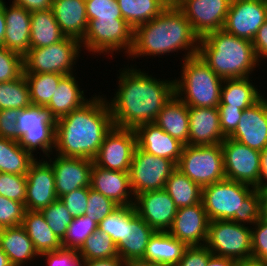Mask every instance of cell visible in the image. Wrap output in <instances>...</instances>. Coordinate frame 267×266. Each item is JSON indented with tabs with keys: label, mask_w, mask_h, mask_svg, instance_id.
I'll return each mask as SVG.
<instances>
[{
	"label": "cell",
	"mask_w": 267,
	"mask_h": 266,
	"mask_svg": "<svg viewBox=\"0 0 267 266\" xmlns=\"http://www.w3.org/2000/svg\"><path fill=\"white\" fill-rule=\"evenodd\" d=\"M132 65L119 68L114 97H105L113 125L119 128L135 129L144 123H155L159 112L175 94L173 77L157 79L149 71L138 69L136 63Z\"/></svg>",
	"instance_id": "1"
},
{
	"label": "cell",
	"mask_w": 267,
	"mask_h": 266,
	"mask_svg": "<svg viewBox=\"0 0 267 266\" xmlns=\"http://www.w3.org/2000/svg\"><path fill=\"white\" fill-rule=\"evenodd\" d=\"M100 93L91 95L84 105L56 120L53 153L94 160L105 135L114 126L106 95Z\"/></svg>",
	"instance_id": "2"
},
{
	"label": "cell",
	"mask_w": 267,
	"mask_h": 266,
	"mask_svg": "<svg viewBox=\"0 0 267 266\" xmlns=\"http://www.w3.org/2000/svg\"><path fill=\"white\" fill-rule=\"evenodd\" d=\"M199 37L193 32L184 13L173 4L168 6L154 19L134 29L133 46L128 60L144 56L150 58L170 53H185L183 58L198 55ZM168 53V54H167Z\"/></svg>",
	"instance_id": "3"
},
{
	"label": "cell",
	"mask_w": 267,
	"mask_h": 266,
	"mask_svg": "<svg viewBox=\"0 0 267 266\" xmlns=\"http://www.w3.org/2000/svg\"><path fill=\"white\" fill-rule=\"evenodd\" d=\"M198 55L223 80L253 77L261 64L251 41L223 29L199 38Z\"/></svg>",
	"instance_id": "4"
},
{
	"label": "cell",
	"mask_w": 267,
	"mask_h": 266,
	"mask_svg": "<svg viewBox=\"0 0 267 266\" xmlns=\"http://www.w3.org/2000/svg\"><path fill=\"white\" fill-rule=\"evenodd\" d=\"M203 207L208 219L231 220L252 226L260 218L259 190L224 179L202 188Z\"/></svg>",
	"instance_id": "5"
},
{
	"label": "cell",
	"mask_w": 267,
	"mask_h": 266,
	"mask_svg": "<svg viewBox=\"0 0 267 266\" xmlns=\"http://www.w3.org/2000/svg\"><path fill=\"white\" fill-rule=\"evenodd\" d=\"M182 61L181 75L174 77L175 95L191 107H218L223 79L199 55Z\"/></svg>",
	"instance_id": "6"
},
{
	"label": "cell",
	"mask_w": 267,
	"mask_h": 266,
	"mask_svg": "<svg viewBox=\"0 0 267 266\" xmlns=\"http://www.w3.org/2000/svg\"><path fill=\"white\" fill-rule=\"evenodd\" d=\"M133 33L124 19H90L81 47L92 56L107 54L106 58L110 55L113 59L115 54L124 52L127 57L133 46Z\"/></svg>",
	"instance_id": "7"
},
{
	"label": "cell",
	"mask_w": 267,
	"mask_h": 266,
	"mask_svg": "<svg viewBox=\"0 0 267 266\" xmlns=\"http://www.w3.org/2000/svg\"><path fill=\"white\" fill-rule=\"evenodd\" d=\"M18 141L22 148L31 153L42 151L41 158H47L54 152L56 119L46 107L30 105L21 109L17 117ZM45 154V155H44Z\"/></svg>",
	"instance_id": "8"
},
{
	"label": "cell",
	"mask_w": 267,
	"mask_h": 266,
	"mask_svg": "<svg viewBox=\"0 0 267 266\" xmlns=\"http://www.w3.org/2000/svg\"><path fill=\"white\" fill-rule=\"evenodd\" d=\"M81 49V42L71 37L47 47L30 48L23 56V74H74L76 63L81 59Z\"/></svg>",
	"instance_id": "9"
},
{
	"label": "cell",
	"mask_w": 267,
	"mask_h": 266,
	"mask_svg": "<svg viewBox=\"0 0 267 266\" xmlns=\"http://www.w3.org/2000/svg\"><path fill=\"white\" fill-rule=\"evenodd\" d=\"M177 169L201 188L226 179L221 143L205 146L185 145Z\"/></svg>",
	"instance_id": "10"
},
{
	"label": "cell",
	"mask_w": 267,
	"mask_h": 266,
	"mask_svg": "<svg viewBox=\"0 0 267 266\" xmlns=\"http://www.w3.org/2000/svg\"><path fill=\"white\" fill-rule=\"evenodd\" d=\"M205 246L215 256L252 260L251 226L231 220L209 221Z\"/></svg>",
	"instance_id": "11"
},
{
	"label": "cell",
	"mask_w": 267,
	"mask_h": 266,
	"mask_svg": "<svg viewBox=\"0 0 267 266\" xmlns=\"http://www.w3.org/2000/svg\"><path fill=\"white\" fill-rule=\"evenodd\" d=\"M177 165L167 158L157 157L136 147L129 175L134 196L164 189L166 181Z\"/></svg>",
	"instance_id": "12"
},
{
	"label": "cell",
	"mask_w": 267,
	"mask_h": 266,
	"mask_svg": "<svg viewBox=\"0 0 267 266\" xmlns=\"http://www.w3.org/2000/svg\"><path fill=\"white\" fill-rule=\"evenodd\" d=\"M226 179L244 183L259 190L261 152L226 137L221 143Z\"/></svg>",
	"instance_id": "13"
},
{
	"label": "cell",
	"mask_w": 267,
	"mask_h": 266,
	"mask_svg": "<svg viewBox=\"0 0 267 266\" xmlns=\"http://www.w3.org/2000/svg\"><path fill=\"white\" fill-rule=\"evenodd\" d=\"M137 138L134 129L113 128L105 135L94 163L104 169L129 172Z\"/></svg>",
	"instance_id": "14"
},
{
	"label": "cell",
	"mask_w": 267,
	"mask_h": 266,
	"mask_svg": "<svg viewBox=\"0 0 267 266\" xmlns=\"http://www.w3.org/2000/svg\"><path fill=\"white\" fill-rule=\"evenodd\" d=\"M232 0H181L176 6L190 22L193 32L202 38L223 28Z\"/></svg>",
	"instance_id": "15"
},
{
	"label": "cell",
	"mask_w": 267,
	"mask_h": 266,
	"mask_svg": "<svg viewBox=\"0 0 267 266\" xmlns=\"http://www.w3.org/2000/svg\"><path fill=\"white\" fill-rule=\"evenodd\" d=\"M266 19L262 0H232L222 29L252 42Z\"/></svg>",
	"instance_id": "16"
},
{
	"label": "cell",
	"mask_w": 267,
	"mask_h": 266,
	"mask_svg": "<svg viewBox=\"0 0 267 266\" xmlns=\"http://www.w3.org/2000/svg\"><path fill=\"white\" fill-rule=\"evenodd\" d=\"M47 158L45 159L53 168L58 199L73 190L90 187L93 160L63 157L56 153L50 154Z\"/></svg>",
	"instance_id": "17"
},
{
	"label": "cell",
	"mask_w": 267,
	"mask_h": 266,
	"mask_svg": "<svg viewBox=\"0 0 267 266\" xmlns=\"http://www.w3.org/2000/svg\"><path fill=\"white\" fill-rule=\"evenodd\" d=\"M36 159L26 174V210L41 211L58 199L51 164L45 159Z\"/></svg>",
	"instance_id": "18"
},
{
	"label": "cell",
	"mask_w": 267,
	"mask_h": 266,
	"mask_svg": "<svg viewBox=\"0 0 267 266\" xmlns=\"http://www.w3.org/2000/svg\"><path fill=\"white\" fill-rule=\"evenodd\" d=\"M133 206L137 214L155 231H168L178 210L165 189L136 195Z\"/></svg>",
	"instance_id": "19"
},
{
	"label": "cell",
	"mask_w": 267,
	"mask_h": 266,
	"mask_svg": "<svg viewBox=\"0 0 267 266\" xmlns=\"http://www.w3.org/2000/svg\"><path fill=\"white\" fill-rule=\"evenodd\" d=\"M209 221L201 201L179 208L168 232L186 246H202L207 240Z\"/></svg>",
	"instance_id": "20"
},
{
	"label": "cell",
	"mask_w": 267,
	"mask_h": 266,
	"mask_svg": "<svg viewBox=\"0 0 267 266\" xmlns=\"http://www.w3.org/2000/svg\"><path fill=\"white\" fill-rule=\"evenodd\" d=\"M261 152L267 146V97L243 110L235 131L229 136Z\"/></svg>",
	"instance_id": "21"
},
{
	"label": "cell",
	"mask_w": 267,
	"mask_h": 266,
	"mask_svg": "<svg viewBox=\"0 0 267 266\" xmlns=\"http://www.w3.org/2000/svg\"><path fill=\"white\" fill-rule=\"evenodd\" d=\"M90 188L112 199L119 206H133L135 196L130 185L129 172L104 169L93 164Z\"/></svg>",
	"instance_id": "22"
},
{
	"label": "cell",
	"mask_w": 267,
	"mask_h": 266,
	"mask_svg": "<svg viewBox=\"0 0 267 266\" xmlns=\"http://www.w3.org/2000/svg\"><path fill=\"white\" fill-rule=\"evenodd\" d=\"M225 138L217 107L189 106L190 146L215 145L222 143Z\"/></svg>",
	"instance_id": "23"
},
{
	"label": "cell",
	"mask_w": 267,
	"mask_h": 266,
	"mask_svg": "<svg viewBox=\"0 0 267 266\" xmlns=\"http://www.w3.org/2000/svg\"><path fill=\"white\" fill-rule=\"evenodd\" d=\"M4 1L6 31L2 46L23 57L30 49L31 12L13 3L7 6Z\"/></svg>",
	"instance_id": "24"
},
{
	"label": "cell",
	"mask_w": 267,
	"mask_h": 266,
	"mask_svg": "<svg viewBox=\"0 0 267 266\" xmlns=\"http://www.w3.org/2000/svg\"><path fill=\"white\" fill-rule=\"evenodd\" d=\"M137 147L157 157L172 160L176 165L184 145L155 123H144L135 129Z\"/></svg>",
	"instance_id": "25"
},
{
	"label": "cell",
	"mask_w": 267,
	"mask_h": 266,
	"mask_svg": "<svg viewBox=\"0 0 267 266\" xmlns=\"http://www.w3.org/2000/svg\"><path fill=\"white\" fill-rule=\"evenodd\" d=\"M51 10L66 37L83 39L88 26L85 0H53Z\"/></svg>",
	"instance_id": "26"
},
{
	"label": "cell",
	"mask_w": 267,
	"mask_h": 266,
	"mask_svg": "<svg viewBox=\"0 0 267 266\" xmlns=\"http://www.w3.org/2000/svg\"><path fill=\"white\" fill-rule=\"evenodd\" d=\"M76 75L77 72L75 75H65L60 80L55 93L46 106L56 120L68 115L91 99V97H85L86 95L84 93L87 90L80 89L81 86Z\"/></svg>",
	"instance_id": "27"
},
{
	"label": "cell",
	"mask_w": 267,
	"mask_h": 266,
	"mask_svg": "<svg viewBox=\"0 0 267 266\" xmlns=\"http://www.w3.org/2000/svg\"><path fill=\"white\" fill-rule=\"evenodd\" d=\"M0 248L12 266H28L36 258L39 259L32 240L21 225L0 229Z\"/></svg>",
	"instance_id": "28"
},
{
	"label": "cell",
	"mask_w": 267,
	"mask_h": 266,
	"mask_svg": "<svg viewBox=\"0 0 267 266\" xmlns=\"http://www.w3.org/2000/svg\"><path fill=\"white\" fill-rule=\"evenodd\" d=\"M155 124L184 146L189 145V106L175 94L159 112Z\"/></svg>",
	"instance_id": "29"
},
{
	"label": "cell",
	"mask_w": 267,
	"mask_h": 266,
	"mask_svg": "<svg viewBox=\"0 0 267 266\" xmlns=\"http://www.w3.org/2000/svg\"><path fill=\"white\" fill-rule=\"evenodd\" d=\"M253 77L224 79L218 107L246 109L258 102L263 92L253 83Z\"/></svg>",
	"instance_id": "30"
},
{
	"label": "cell",
	"mask_w": 267,
	"mask_h": 266,
	"mask_svg": "<svg viewBox=\"0 0 267 266\" xmlns=\"http://www.w3.org/2000/svg\"><path fill=\"white\" fill-rule=\"evenodd\" d=\"M156 231L138 214L127 224L126 241L118 247V256L128 265L141 260L147 244Z\"/></svg>",
	"instance_id": "31"
},
{
	"label": "cell",
	"mask_w": 267,
	"mask_h": 266,
	"mask_svg": "<svg viewBox=\"0 0 267 266\" xmlns=\"http://www.w3.org/2000/svg\"><path fill=\"white\" fill-rule=\"evenodd\" d=\"M186 247L168 231H156L150 238L141 260L176 266Z\"/></svg>",
	"instance_id": "32"
},
{
	"label": "cell",
	"mask_w": 267,
	"mask_h": 266,
	"mask_svg": "<svg viewBox=\"0 0 267 266\" xmlns=\"http://www.w3.org/2000/svg\"><path fill=\"white\" fill-rule=\"evenodd\" d=\"M21 226L32 240L38 255L62 247L61 240L53 233L41 211L26 210Z\"/></svg>",
	"instance_id": "33"
},
{
	"label": "cell",
	"mask_w": 267,
	"mask_h": 266,
	"mask_svg": "<svg viewBox=\"0 0 267 266\" xmlns=\"http://www.w3.org/2000/svg\"><path fill=\"white\" fill-rule=\"evenodd\" d=\"M65 37L51 9L31 13L30 48L47 47Z\"/></svg>",
	"instance_id": "34"
},
{
	"label": "cell",
	"mask_w": 267,
	"mask_h": 266,
	"mask_svg": "<svg viewBox=\"0 0 267 266\" xmlns=\"http://www.w3.org/2000/svg\"><path fill=\"white\" fill-rule=\"evenodd\" d=\"M123 19L133 28L158 16L169 0H117Z\"/></svg>",
	"instance_id": "35"
},
{
	"label": "cell",
	"mask_w": 267,
	"mask_h": 266,
	"mask_svg": "<svg viewBox=\"0 0 267 266\" xmlns=\"http://www.w3.org/2000/svg\"><path fill=\"white\" fill-rule=\"evenodd\" d=\"M35 156L27 152L19 141L0 137V171L26 176Z\"/></svg>",
	"instance_id": "36"
},
{
	"label": "cell",
	"mask_w": 267,
	"mask_h": 266,
	"mask_svg": "<svg viewBox=\"0 0 267 266\" xmlns=\"http://www.w3.org/2000/svg\"><path fill=\"white\" fill-rule=\"evenodd\" d=\"M164 189L173 199L178 209L201 202L202 188L177 168L167 179Z\"/></svg>",
	"instance_id": "37"
},
{
	"label": "cell",
	"mask_w": 267,
	"mask_h": 266,
	"mask_svg": "<svg viewBox=\"0 0 267 266\" xmlns=\"http://www.w3.org/2000/svg\"><path fill=\"white\" fill-rule=\"evenodd\" d=\"M29 86L32 105L46 107L60 80L65 76L59 73L24 74Z\"/></svg>",
	"instance_id": "38"
},
{
	"label": "cell",
	"mask_w": 267,
	"mask_h": 266,
	"mask_svg": "<svg viewBox=\"0 0 267 266\" xmlns=\"http://www.w3.org/2000/svg\"><path fill=\"white\" fill-rule=\"evenodd\" d=\"M136 215L134 206H119L98 223V229L107 233L118 248L126 241L127 224Z\"/></svg>",
	"instance_id": "39"
},
{
	"label": "cell",
	"mask_w": 267,
	"mask_h": 266,
	"mask_svg": "<svg viewBox=\"0 0 267 266\" xmlns=\"http://www.w3.org/2000/svg\"><path fill=\"white\" fill-rule=\"evenodd\" d=\"M31 105L29 86L25 75L0 83V110L25 109Z\"/></svg>",
	"instance_id": "40"
},
{
	"label": "cell",
	"mask_w": 267,
	"mask_h": 266,
	"mask_svg": "<svg viewBox=\"0 0 267 266\" xmlns=\"http://www.w3.org/2000/svg\"><path fill=\"white\" fill-rule=\"evenodd\" d=\"M85 261L118 257V248L110 236L96 229L78 250Z\"/></svg>",
	"instance_id": "41"
},
{
	"label": "cell",
	"mask_w": 267,
	"mask_h": 266,
	"mask_svg": "<svg viewBox=\"0 0 267 266\" xmlns=\"http://www.w3.org/2000/svg\"><path fill=\"white\" fill-rule=\"evenodd\" d=\"M96 229H98V224L85 214L73 218L61 240V245L64 248L79 250L86 238Z\"/></svg>",
	"instance_id": "42"
},
{
	"label": "cell",
	"mask_w": 267,
	"mask_h": 266,
	"mask_svg": "<svg viewBox=\"0 0 267 266\" xmlns=\"http://www.w3.org/2000/svg\"><path fill=\"white\" fill-rule=\"evenodd\" d=\"M53 233L62 240L73 217L60 199L41 210Z\"/></svg>",
	"instance_id": "43"
},
{
	"label": "cell",
	"mask_w": 267,
	"mask_h": 266,
	"mask_svg": "<svg viewBox=\"0 0 267 266\" xmlns=\"http://www.w3.org/2000/svg\"><path fill=\"white\" fill-rule=\"evenodd\" d=\"M87 203L85 215L97 224L119 207L112 199L90 187Z\"/></svg>",
	"instance_id": "44"
},
{
	"label": "cell",
	"mask_w": 267,
	"mask_h": 266,
	"mask_svg": "<svg viewBox=\"0 0 267 266\" xmlns=\"http://www.w3.org/2000/svg\"><path fill=\"white\" fill-rule=\"evenodd\" d=\"M27 178L24 175L1 173L0 195L25 204Z\"/></svg>",
	"instance_id": "45"
},
{
	"label": "cell",
	"mask_w": 267,
	"mask_h": 266,
	"mask_svg": "<svg viewBox=\"0 0 267 266\" xmlns=\"http://www.w3.org/2000/svg\"><path fill=\"white\" fill-rule=\"evenodd\" d=\"M23 74V57L0 46V83L16 80Z\"/></svg>",
	"instance_id": "46"
},
{
	"label": "cell",
	"mask_w": 267,
	"mask_h": 266,
	"mask_svg": "<svg viewBox=\"0 0 267 266\" xmlns=\"http://www.w3.org/2000/svg\"><path fill=\"white\" fill-rule=\"evenodd\" d=\"M25 204L0 195V229L22 225Z\"/></svg>",
	"instance_id": "47"
},
{
	"label": "cell",
	"mask_w": 267,
	"mask_h": 266,
	"mask_svg": "<svg viewBox=\"0 0 267 266\" xmlns=\"http://www.w3.org/2000/svg\"><path fill=\"white\" fill-rule=\"evenodd\" d=\"M90 19H123L117 0H85Z\"/></svg>",
	"instance_id": "48"
},
{
	"label": "cell",
	"mask_w": 267,
	"mask_h": 266,
	"mask_svg": "<svg viewBox=\"0 0 267 266\" xmlns=\"http://www.w3.org/2000/svg\"><path fill=\"white\" fill-rule=\"evenodd\" d=\"M43 257V259H41ZM47 266H84L85 259L77 249L61 247L55 251L39 255Z\"/></svg>",
	"instance_id": "49"
},
{
	"label": "cell",
	"mask_w": 267,
	"mask_h": 266,
	"mask_svg": "<svg viewBox=\"0 0 267 266\" xmlns=\"http://www.w3.org/2000/svg\"><path fill=\"white\" fill-rule=\"evenodd\" d=\"M252 226V260L267 266V223L258 219Z\"/></svg>",
	"instance_id": "50"
},
{
	"label": "cell",
	"mask_w": 267,
	"mask_h": 266,
	"mask_svg": "<svg viewBox=\"0 0 267 266\" xmlns=\"http://www.w3.org/2000/svg\"><path fill=\"white\" fill-rule=\"evenodd\" d=\"M89 195V187H82L59 198L73 218L85 214Z\"/></svg>",
	"instance_id": "51"
},
{
	"label": "cell",
	"mask_w": 267,
	"mask_h": 266,
	"mask_svg": "<svg viewBox=\"0 0 267 266\" xmlns=\"http://www.w3.org/2000/svg\"><path fill=\"white\" fill-rule=\"evenodd\" d=\"M213 254L205 246H187L176 266H206Z\"/></svg>",
	"instance_id": "52"
},
{
	"label": "cell",
	"mask_w": 267,
	"mask_h": 266,
	"mask_svg": "<svg viewBox=\"0 0 267 266\" xmlns=\"http://www.w3.org/2000/svg\"><path fill=\"white\" fill-rule=\"evenodd\" d=\"M20 109L0 110V137L18 141L17 117Z\"/></svg>",
	"instance_id": "53"
},
{
	"label": "cell",
	"mask_w": 267,
	"mask_h": 266,
	"mask_svg": "<svg viewBox=\"0 0 267 266\" xmlns=\"http://www.w3.org/2000/svg\"><path fill=\"white\" fill-rule=\"evenodd\" d=\"M222 133L229 137L237 128L243 110L238 107H217Z\"/></svg>",
	"instance_id": "54"
},
{
	"label": "cell",
	"mask_w": 267,
	"mask_h": 266,
	"mask_svg": "<svg viewBox=\"0 0 267 266\" xmlns=\"http://www.w3.org/2000/svg\"><path fill=\"white\" fill-rule=\"evenodd\" d=\"M252 44L258 61L260 63L265 62L263 60H266L267 58V19L258 29V32L255 35Z\"/></svg>",
	"instance_id": "55"
},
{
	"label": "cell",
	"mask_w": 267,
	"mask_h": 266,
	"mask_svg": "<svg viewBox=\"0 0 267 266\" xmlns=\"http://www.w3.org/2000/svg\"><path fill=\"white\" fill-rule=\"evenodd\" d=\"M53 0H12L11 3L20 5L29 12L45 11L52 8Z\"/></svg>",
	"instance_id": "56"
},
{
	"label": "cell",
	"mask_w": 267,
	"mask_h": 266,
	"mask_svg": "<svg viewBox=\"0 0 267 266\" xmlns=\"http://www.w3.org/2000/svg\"><path fill=\"white\" fill-rule=\"evenodd\" d=\"M84 266H129L119 256L109 259L85 261Z\"/></svg>",
	"instance_id": "57"
},
{
	"label": "cell",
	"mask_w": 267,
	"mask_h": 266,
	"mask_svg": "<svg viewBox=\"0 0 267 266\" xmlns=\"http://www.w3.org/2000/svg\"><path fill=\"white\" fill-rule=\"evenodd\" d=\"M267 189V146L261 151V173L259 178V190Z\"/></svg>",
	"instance_id": "58"
},
{
	"label": "cell",
	"mask_w": 267,
	"mask_h": 266,
	"mask_svg": "<svg viewBox=\"0 0 267 266\" xmlns=\"http://www.w3.org/2000/svg\"><path fill=\"white\" fill-rule=\"evenodd\" d=\"M238 260L212 255L206 266H236Z\"/></svg>",
	"instance_id": "59"
},
{
	"label": "cell",
	"mask_w": 267,
	"mask_h": 266,
	"mask_svg": "<svg viewBox=\"0 0 267 266\" xmlns=\"http://www.w3.org/2000/svg\"><path fill=\"white\" fill-rule=\"evenodd\" d=\"M260 220L267 223V189L259 190Z\"/></svg>",
	"instance_id": "60"
},
{
	"label": "cell",
	"mask_w": 267,
	"mask_h": 266,
	"mask_svg": "<svg viewBox=\"0 0 267 266\" xmlns=\"http://www.w3.org/2000/svg\"><path fill=\"white\" fill-rule=\"evenodd\" d=\"M6 31V20L3 13V0H0V46L3 45Z\"/></svg>",
	"instance_id": "61"
},
{
	"label": "cell",
	"mask_w": 267,
	"mask_h": 266,
	"mask_svg": "<svg viewBox=\"0 0 267 266\" xmlns=\"http://www.w3.org/2000/svg\"><path fill=\"white\" fill-rule=\"evenodd\" d=\"M129 266H174V265H167L157 262H151L146 260H136L129 264Z\"/></svg>",
	"instance_id": "62"
},
{
	"label": "cell",
	"mask_w": 267,
	"mask_h": 266,
	"mask_svg": "<svg viewBox=\"0 0 267 266\" xmlns=\"http://www.w3.org/2000/svg\"><path fill=\"white\" fill-rule=\"evenodd\" d=\"M0 266H12L8 256L0 248Z\"/></svg>",
	"instance_id": "63"
},
{
	"label": "cell",
	"mask_w": 267,
	"mask_h": 266,
	"mask_svg": "<svg viewBox=\"0 0 267 266\" xmlns=\"http://www.w3.org/2000/svg\"><path fill=\"white\" fill-rule=\"evenodd\" d=\"M236 266H264V265L258 261L249 260V261H238Z\"/></svg>",
	"instance_id": "64"
},
{
	"label": "cell",
	"mask_w": 267,
	"mask_h": 266,
	"mask_svg": "<svg viewBox=\"0 0 267 266\" xmlns=\"http://www.w3.org/2000/svg\"><path fill=\"white\" fill-rule=\"evenodd\" d=\"M181 0H169L170 4L177 5Z\"/></svg>",
	"instance_id": "65"
},
{
	"label": "cell",
	"mask_w": 267,
	"mask_h": 266,
	"mask_svg": "<svg viewBox=\"0 0 267 266\" xmlns=\"http://www.w3.org/2000/svg\"><path fill=\"white\" fill-rule=\"evenodd\" d=\"M263 1V4H264V7H265V10H266V13H267V0H262Z\"/></svg>",
	"instance_id": "66"
}]
</instances>
